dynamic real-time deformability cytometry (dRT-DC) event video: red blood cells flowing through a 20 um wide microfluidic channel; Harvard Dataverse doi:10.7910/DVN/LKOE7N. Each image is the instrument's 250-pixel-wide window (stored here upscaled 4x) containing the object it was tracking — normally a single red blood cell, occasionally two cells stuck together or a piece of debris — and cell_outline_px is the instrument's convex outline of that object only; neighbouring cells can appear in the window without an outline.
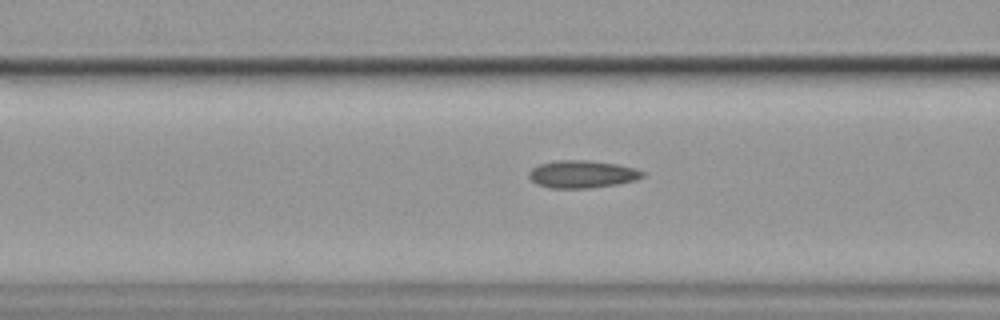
{"species": "common noctule bat (a hibernating species)", "species_latin": "Nyctalus noctula", "temperature_condition": "cold", "stored_images_in_passage": 20, "camera_frame_rate_fps": 3000, "um_per_image_px": 0.085, "animal": {"sex": "female", "body_mass_g": 19.9}, "frame": {"image": 1, "passage_image": 17, "time_ms": 5.333, "image_size_px": [1000, 320], "cell_outline_px": [[644, 176], [636, 180], [616, 184], [588, 188], [552, 188], [536, 184], [528, 176], [528, 172], [532, 168], [540, 164], [556, 160], [588, 160], [616, 164], [636, 168], [644, 172]], "centroid_in_image_um": [49.47, 14.8], "position_along_channel_um": 117.1, "area_um2": 18.21}}